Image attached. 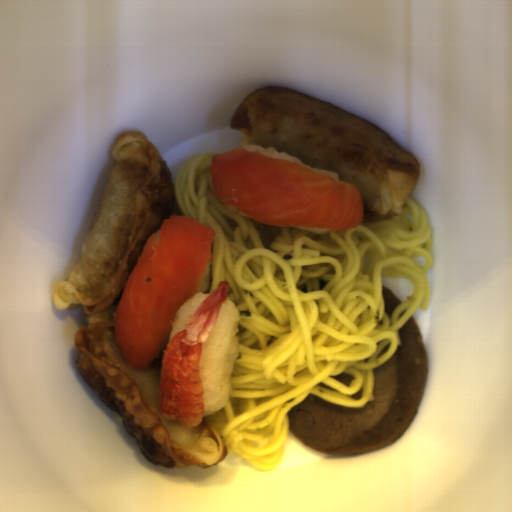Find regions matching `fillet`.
Segmentation results:
<instances>
[{
    "mask_svg": "<svg viewBox=\"0 0 512 512\" xmlns=\"http://www.w3.org/2000/svg\"><path fill=\"white\" fill-rule=\"evenodd\" d=\"M216 232L169 214L147 237L112 318L114 337L136 370H148L183 303L198 293Z\"/></svg>",
    "mask_w": 512,
    "mask_h": 512,
    "instance_id": "fillet-2",
    "label": "fillet"
},
{
    "mask_svg": "<svg viewBox=\"0 0 512 512\" xmlns=\"http://www.w3.org/2000/svg\"><path fill=\"white\" fill-rule=\"evenodd\" d=\"M210 191L230 213L286 228L343 233L365 221L360 189L293 161L234 148L212 156Z\"/></svg>",
    "mask_w": 512,
    "mask_h": 512,
    "instance_id": "fillet-1",
    "label": "fillet"
}]
</instances>
